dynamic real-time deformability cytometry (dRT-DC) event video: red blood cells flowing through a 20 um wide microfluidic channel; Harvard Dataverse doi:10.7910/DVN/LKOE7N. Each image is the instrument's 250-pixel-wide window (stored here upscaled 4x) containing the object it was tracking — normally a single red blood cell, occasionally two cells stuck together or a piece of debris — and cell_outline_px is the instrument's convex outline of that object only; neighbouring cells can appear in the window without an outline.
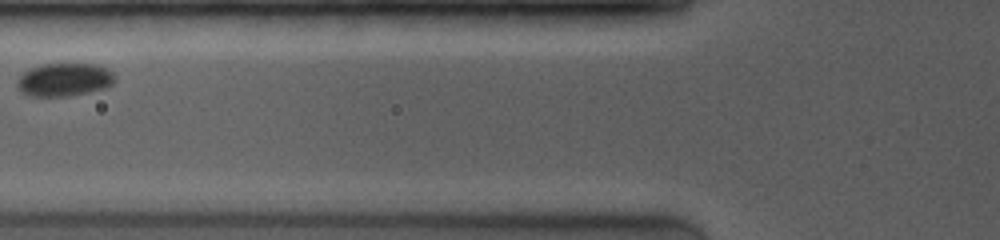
{"species": "common noctule bat (a hibernating species)", "species_latin": "Nyctalus noctula", "temperature_condition": "room temperature", "stored_images_in_passage": 12, "camera_frame_rate_fps": 4000, "um_per_image_px": 0.085, "animal": {"sex": "female", "body_mass_g": 19.0, "forearm_length_mm": 53.3}, "frame": {"image": 1, "passage_image": 4, "time_ms": 2.0, "image_size_px": [1000, 240], "cell_outline_px": [[116, 80], [112, 84], [104, 88], [88, 92], [68, 96], [28, 96], [20, 92], [16, 84], [16, 80], [28, 68], [44, 64], [96, 64], [112, 72]], "centroid_in_image_um": [5.42, 6.78], "position_along_channel_um": 120.4, "area_um2": 18.9}}